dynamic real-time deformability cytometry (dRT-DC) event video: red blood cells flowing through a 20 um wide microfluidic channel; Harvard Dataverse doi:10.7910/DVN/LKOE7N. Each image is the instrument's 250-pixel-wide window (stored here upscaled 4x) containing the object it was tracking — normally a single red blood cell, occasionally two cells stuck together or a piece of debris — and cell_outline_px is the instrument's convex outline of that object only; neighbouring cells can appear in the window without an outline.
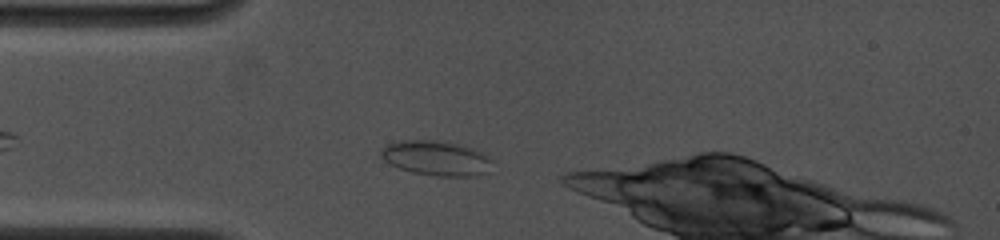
{"species": "common noctule bat (a hibernating species)", "species_latin": "Nyctalus noctula", "temperature_condition": "cold", "stored_images_in_passage": 7, "camera_frame_rate_fps": 4500, "um_per_image_px": 0.085, "animal": {"sex": "female", "body_mass_g": 19.0, "forearm_length_mm": 53.3}, "frame": {"image": 1, "passage_image": 1, "time_ms": 0.0, "image_size_px": [1000, 240], "cell_outline_px": [[492, 160], [488, 172], [476, 176], [436, 176], [412, 172], [400, 168], [384, 160], [380, 156], [380, 148], [388, 144], [404, 140], [436, 140], [476, 148], [488, 156]], "centroid_in_image_um": [37.09, 13.44], "position_along_channel_um": 47.9, "area_um2": 22.6}}
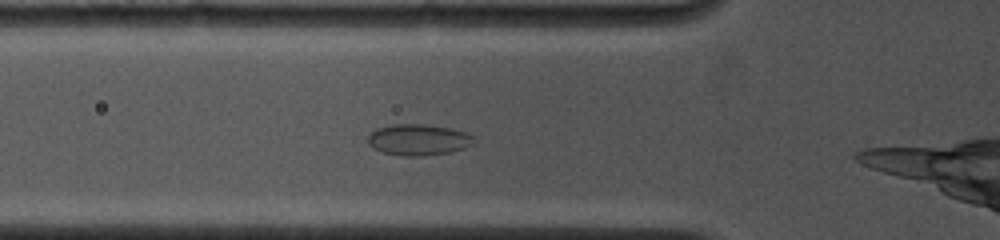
{"frame": {"image": 2, "passage_image": 4, "time_ms": 1.333, "image_size_px": [1000, 240], "cell_outline_px": [[476, 140], [472, 144], [464, 148], [452, 152], [424, 156], [400, 156], [384, 152], [372, 148], [368, 144], [368, 136], [376, 128], [392, 124], [424, 124], [452, 128], [468, 132]], "centroid_in_image_um": [35.58, 11.88], "position_along_channel_um": 90.2, "area_um2": 19.54}}
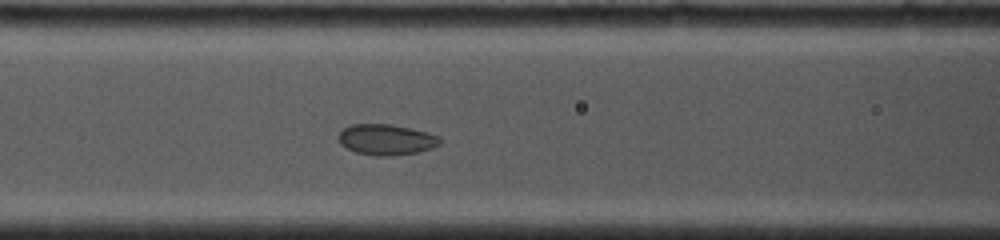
{"frame": {"image": 3, "passage_image": 6, "time_ms": 2.444, "image_size_px": [1000, 240], "cell_outline_px": [[440, 144], [432, 148], [420, 152], [392, 156], [376, 156], [356, 152], [340, 144], [336, 140], [336, 136], [344, 128], [352, 124], [388, 124], [428, 132], [440, 136]], "centroid_in_image_um": [32.82, 11.87], "position_along_channel_um": 133.8, "area_um2": 18.32}}